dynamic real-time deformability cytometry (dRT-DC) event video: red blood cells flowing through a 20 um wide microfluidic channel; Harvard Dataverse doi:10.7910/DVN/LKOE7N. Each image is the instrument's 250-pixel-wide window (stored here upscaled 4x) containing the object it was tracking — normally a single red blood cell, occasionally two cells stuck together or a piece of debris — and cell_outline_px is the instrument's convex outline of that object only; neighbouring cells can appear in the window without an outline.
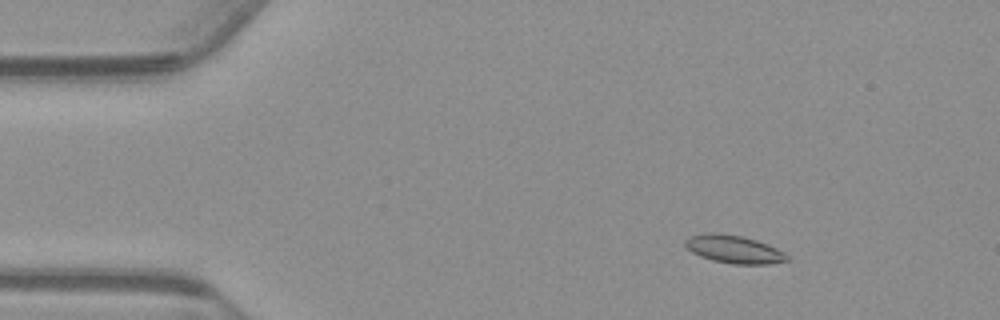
{"species": "common noctule bat (a hibernating species)", "species_latin": "Nyctalus noctula", "temperature_condition": "warm", "stored_images_in_passage": 56, "camera_frame_rate_fps": 3000, "um_per_image_px": 0.085, "animal": {"sex": "male", "body_mass_g": 23.1, "forearm_length_mm": 52.7}, "frame": {"image": 1, "passage_image": 8, "time_ms": 2.333, "image_size_px": [1000, 320], "cell_outline_px": [[788, 260], [768, 264], [732, 264], [712, 260], [700, 256], [692, 252], [684, 244], [684, 240], [688, 236], [704, 232], [716, 232], [744, 236], [768, 244], [784, 252], [788, 256]], "centroid_in_image_um": [62.34, 21.16], "position_along_channel_um": 22.7, "area_um2": 16.76}}
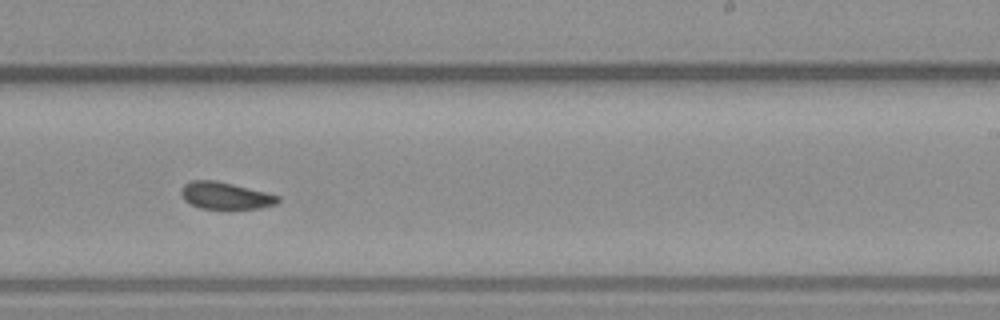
{"frame": {"image": 2, "passage_image": 34, "time_ms": 11.0, "image_size_px": [1000, 320], "cell_outline_px": [[280, 200], [276, 204], [260, 208], [228, 212], [200, 208], [184, 200], [180, 192], [180, 188], [184, 184], [192, 180], [216, 180], [280, 196]], "centroid_in_image_um": [19.15, 16.68], "position_along_channel_um": 269.9, "area_um2": 15.9}}
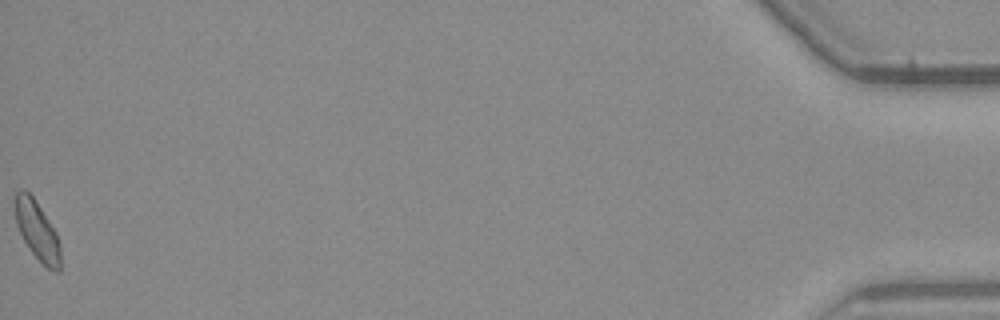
{"frame": {"image": 3, "passage_image": 56, "time_ms": 18.333, "image_size_px": [1000, 320], "cell_outline_px": [[60, 272], [52, 272], [32, 252], [24, 240], [16, 224], [12, 204], [12, 200], [16, 192], [20, 188], [24, 188], [36, 200], [56, 232], [60, 244]], "centroid_in_image_um": [3.12, 19.53], "position_along_channel_um": 432.1, "area_um2": 15.9}, "authors_computed_cell_mechanics": {"area_um2": 15.7216, "velocity_mm_per_s": 3.7239, "shape_relaxation_time_tau1_ms": null, "shape_relaxation_time_tau2_ms": 4.7685, "deformation_change_tau1": null, "deformation_change_tau2": 0.11}}